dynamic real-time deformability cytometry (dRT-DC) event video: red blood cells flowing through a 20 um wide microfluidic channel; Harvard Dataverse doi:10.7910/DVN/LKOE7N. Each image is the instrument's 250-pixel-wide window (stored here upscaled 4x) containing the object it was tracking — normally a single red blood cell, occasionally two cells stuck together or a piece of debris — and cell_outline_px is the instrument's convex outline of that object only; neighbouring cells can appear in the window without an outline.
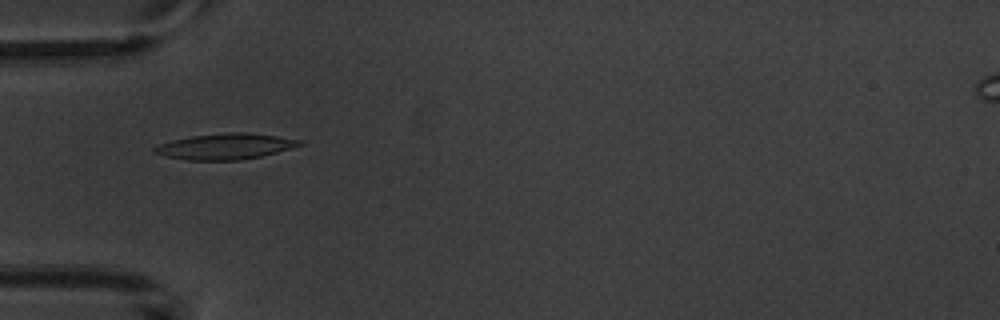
{"species": "common noctule bat (a hibernating species)", "species_latin": "Nyctalus noctula", "temperature_condition": "warm", "stored_images_in_passage": 7, "camera_frame_rate_fps": 3000, "um_per_image_px": 0.085, "animal": {"sex": "male", "body_mass_g": 20.1, "forearm_length_mm": 53.5}, "frame": {"image": 1, "passage_image": 2, "time_ms": 1.333, "image_size_px": [1000, 320], "cell_outline_px": [[304, 144], [276, 152], [260, 156], [240, 160], [188, 160], [168, 156], [152, 152], [152, 148], [160, 144], [172, 140], [192, 136], [228, 132], [244, 132], [276, 136], [300, 140]], "centroid_in_image_um": [19.13, 12.44], "position_along_channel_um": 65.9, "area_um2": 21.5}}
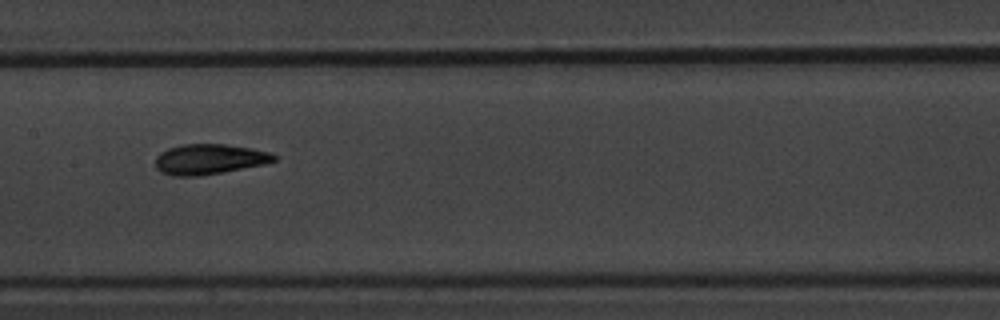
{"frame": {"image": 2, "passage_image": 5, "time_ms": 4.667, "image_size_px": [1000, 320], "cell_outline_px": [[276, 160], [264, 164], [224, 172], [200, 176], [172, 176], [160, 172], [156, 168], [156, 156], [160, 152], [168, 148], [184, 144], [224, 144], [252, 148], [268, 152], [276, 156]], "centroid_in_image_um": [17.76, 13.54], "position_along_channel_um": 189.6, "area_um2": 20.98}}
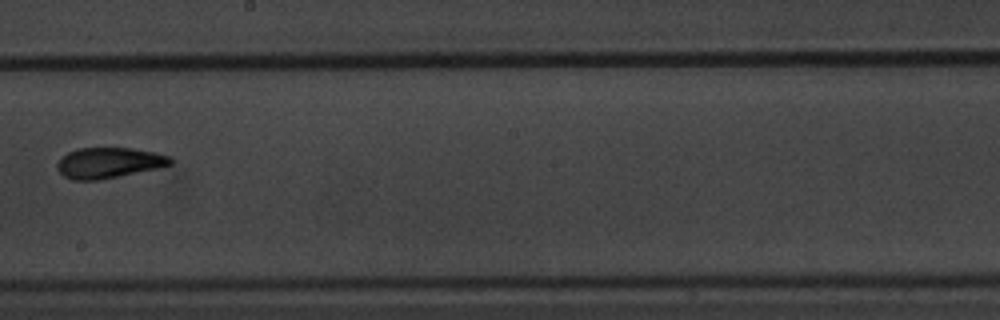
{"frame": {"image": 3, "passage_image": 6, "time_ms": 6.0, "image_size_px": [1000, 320], "cell_outline_px": [[172, 164], [156, 168], [100, 180], [72, 180], [64, 176], [56, 168], [56, 164], [60, 156], [76, 148], [132, 148], [156, 152], [172, 156]], "centroid_in_image_um": [9.22, 13.83], "position_along_channel_um": 239.0, "area_um2": 20.35}}